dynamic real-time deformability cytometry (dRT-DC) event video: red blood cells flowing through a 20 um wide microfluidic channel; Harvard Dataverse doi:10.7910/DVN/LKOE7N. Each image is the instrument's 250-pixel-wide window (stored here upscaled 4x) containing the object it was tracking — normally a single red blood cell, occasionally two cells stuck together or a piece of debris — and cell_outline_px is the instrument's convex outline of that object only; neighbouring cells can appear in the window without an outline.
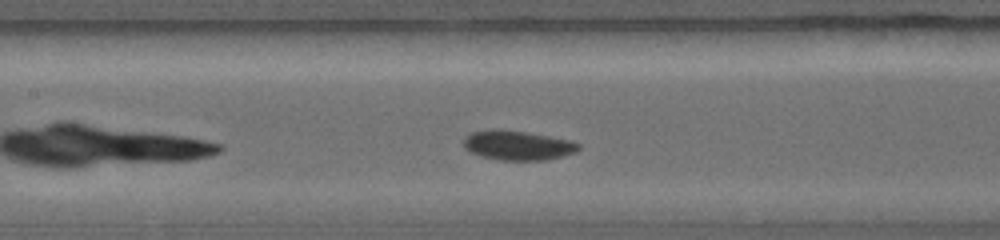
{"species": "common noctule bat (a hibernating species)", "species_latin": "Nyctalus noctula", "temperature_condition": "warm", "stored_images_in_passage": 37, "camera_frame_rate_fps": 5000, "um_per_image_px": 0.085, "animal": {"sex": "female", "body_mass_g": 19.0, "forearm_length_mm": 56.7}, "frame": {"image": 1, "passage_image": 15, "time_ms": 3.0, "image_size_px": [1000, 240], "cell_outline_px": [[580, 148], [576, 152], [544, 160], [500, 160], [480, 156], [464, 148], [464, 136], [472, 132], [492, 128], [496, 128], [524, 132], [572, 140], [580, 144]], "centroid_in_image_um": [43.98, 12.34], "position_along_channel_um": 163.4, "area_um2": 19.77}}
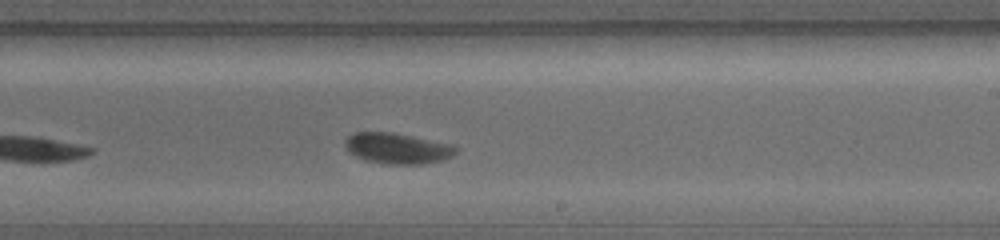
{"frame": {"image": 2, "passage_image": 22, "time_ms": 4.8, "image_size_px": [1000, 240], "cell_outline_px": [[456, 152], [452, 156], [444, 160], [424, 164], [388, 164], [364, 160], [356, 156], [344, 144], [344, 140], [348, 136], [356, 132], [392, 132], [452, 144], [456, 148]], "centroid_in_image_um": [33.79, 12.61], "position_along_channel_um": 255.2, "area_um2": 19.77}}
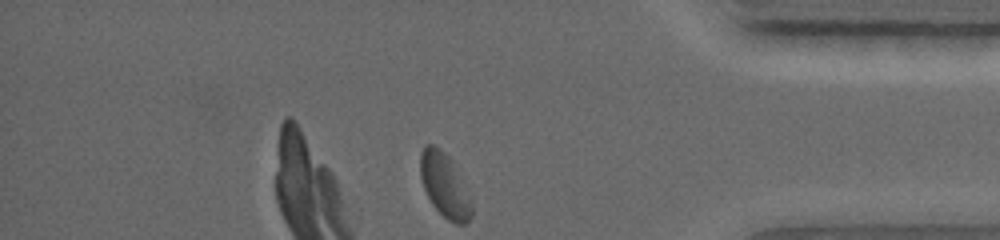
{"frame": {"image": 3, "passage_image": 37, "time_ms": 8.0, "image_size_px": [1000, 240], "cell_outline_px": [[472, 216], [464, 224], [456, 224], [448, 220], [432, 204], [424, 188], [420, 176], [420, 152], [424, 144], [432, 144], [440, 148], [448, 156], [472, 200]], "centroid_in_image_um": [37.78, 15.75], "position_along_channel_um": 397.4, "area_um2": 18.9}}